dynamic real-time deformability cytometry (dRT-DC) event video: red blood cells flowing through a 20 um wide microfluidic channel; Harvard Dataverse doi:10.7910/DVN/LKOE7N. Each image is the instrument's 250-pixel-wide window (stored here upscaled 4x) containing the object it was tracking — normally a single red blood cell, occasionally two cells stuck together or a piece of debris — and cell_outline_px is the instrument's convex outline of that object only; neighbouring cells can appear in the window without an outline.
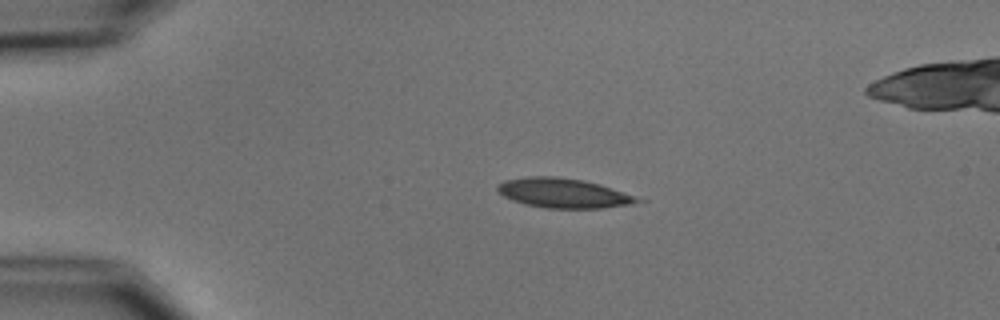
{"species": "common noctule bat (a hibernating species)", "species_latin": "Nyctalus noctula", "temperature_condition": "cold", "stored_images_in_passage": 4, "camera_frame_rate_fps": 3000, "um_per_image_px": 0.085, "animal": {"sex": "male", "body_mass_g": 15.6}, "frame": {"image": 1, "passage_image": 2, "time_ms": 2.0, "image_size_px": [1000, 320], "cell_outline_px": [[648, 200], [632, 204], [600, 208], [548, 208], [524, 204], [512, 200], [504, 196], [496, 188], [496, 184], [504, 180], [528, 176], [556, 176], [584, 180], [600, 184]], "centroid_in_image_um": [47.9, 16.4], "position_along_channel_um": 37.1, "area_um2": 24.28}}